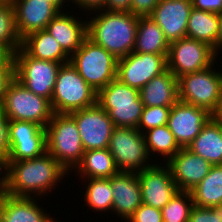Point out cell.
I'll use <instances>...</instances> for the list:
<instances>
[{
  "label": "cell",
  "mask_w": 222,
  "mask_h": 222,
  "mask_svg": "<svg viewBox=\"0 0 222 222\" xmlns=\"http://www.w3.org/2000/svg\"><path fill=\"white\" fill-rule=\"evenodd\" d=\"M179 191H191L207 175L211 164L188 148H181L167 163Z\"/></svg>",
  "instance_id": "obj_17"
},
{
  "label": "cell",
  "mask_w": 222,
  "mask_h": 222,
  "mask_svg": "<svg viewBox=\"0 0 222 222\" xmlns=\"http://www.w3.org/2000/svg\"><path fill=\"white\" fill-rule=\"evenodd\" d=\"M45 129L47 152L68 172L73 171L85 152L75 120L69 114L54 113Z\"/></svg>",
  "instance_id": "obj_3"
},
{
  "label": "cell",
  "mask_w": 222,
  "mask_h": 222,
  "mask_svg": "<svg viewBox=\"0 0 222 222\" xmlns=\"http://www.w3.org/2000/svg\"><path fill=\"white\" fill-rule=\"evenodd\" d=\"M7 161L32 159L47 152L46 129L31 121L9 120Z\"/></svg>",
  "instance_id": "obj_11"
},
{
  "label": "cell",
  "mask_w": 222,
  "mask_h": 222,
  "mask_svg": "<svg viewBox=\"0 0 222 222\" xmlns=\"http://www.w3.org/2000/svg\"><path fill=\"white\" fill-rule=\"evenodd\" d=\"M213 115L206 109L177 101L170 110L167 126L181 148H187Z\"/></svg>",
  "instance_id": "obj_15"
},
{
  "label": "cell",
  "mask_w": 222,
  "mask_h": 222,
  "mask_svg": "<svg viewBox=\"0 0 222 222\" xmlns=\"http://www.w3.org/2000/svg\"><path fill=\"white\" fill-rule=\"evenodd\" d=\"M188 222H222V206H193Z\"/></svg>",
  "instance_id": "obj_36"
},
{
  "label": "cell",
  "mask_w": 222,
  "mask_h": 222,
  "mask_svg": "<svg viewBox=\"0 0 222 222\" xmlns=\"http://www.w3.org/2000/svg\"><path fill=\"white\" fill-rule=\"evenodd\" d=\"M214 67L215 63L204 70L178 78L179 101L206 109L213 116L222 101V72L216 71Z\"/></svg>",
  "instance_id": "obj_5"
},
{
  "label": "cell",
  "mask_w": 222,
  "mask_h": 222,
  "mask_svg": "<svg viewBox=\"0 0 222 222\" xmlns=\"http://www.w3.org/2000/svg\"><path fill=\"white\" fill-rule=\"evenodd\" d=\"M126 222H163L161 209L142 203Z\"/></svg>",
  "instance_id": "obj_37"
},
{
  "label": "cell",
  "mask_w": 222,
  "mask_h": 222,
  "mask_svg": "<svg viewBox=\"0 0 222 222\" xmlns=\"http://www.w3.org/2000/svg\"><path fill=\"white\" fill-rule=\"evenodd\" d=\"M191 4L198 10L222 14V0H191Z\"/></svg>",
  "instance_id": "obj_41"
},
{
  "label": "cell",
  "mask_w": 222,
  "mask_h": 222,
  "mask_svg": "<svg viewBox=\"0 0 222 222\" xmlns=\"http://www.w3.org/2000/svg\"><path fill=\"white\" fill-rule=\"evenodd\" d=\"M108 150L119 171L138 173L156 163L151 164L144 135L137 128L114 127Z\"/></svg>",
  "instance_id": "obj_8"
},
{
  "label": "cell",
  "mask_w": 222,
  "mask_h": 222,
  "mask_svg": "<svg viewBox=\"0 0 222 222\" xmlns=\"http://www.w3.org/2000/svg\"><path fill=\"white\" fill-rule=\"evenodd\" d=\"M97 103V93L70 64L61 65L51 98L54 113L70 114Z\"/></svg>",
  "instance_id": "obj_7"
},
{
  "label": "cell",
  "mask_w": 222,
  "mask_h": 222,
  "mask_svg": "<svg viewBox=\"0 0 222 222\" xmlns=\"http://www.w3.org/2000/svg\"><path fill=\"white\" fill-rule=\"evenodd\" d=\"M167 70V55L131 52L117 61V79L140 90Z\"/></svg>",
  "instance_id": "obj_13"
},
{
  "label": "cell",
  "mask_w": 222,
  "mask_h": 222,
  "mask_svg": "<svg viewBox=\"0 0 222 222\" xmlns=\"http://www.w3.org/2000/svg\"><path fill=\"white\" fill-rule=\"evenodd\" d=\"M69 115L76 122L85 151L108 148L115 126L107 112L98 103Z\"/></svg>",
  "instance_id": "obj_12"
},
{
  "label": "cell",
  "mask_w": 222,
  "mask_h": 222,
  "mask_svg": "<svg viewBox=\"0 0 222 222\" xmlns=\"http://www.w3.org/2000/svg\"><path fill=\"white\" fill-rule=\"evenodd\" d=\"M159 164L156 163L137 174L142 203L162 209L179 189L172 178L170 168L167 165L165 166V163L160 162Z\"/></svg>",
  "instance_id": "obj_14"
},
{
  "label": "cell",
  "mask_w": 222,
  "mask_h": 222,
  "mask_svg": "<svg viewBox=\"0 0 222 222\" xmlns=\"http://www.w3.org/2000/svg\"><path fill=\"white\" fill-rule=\"evenodd\" d=\"M21 45L22 39L16 29L14 6L10 3H0V46L13 55Z\"/></svg>",
  "instance_id": "obj_32"
},
{
  "label": "cell",
  "mask_w": 222,
  "mask_h": 222,
  "mask_svg": "<svg viewBox=\"0 0 222 222\" xmlns=\"http://www.w3.org/2000/svg\"><path fill=\"white\" fill-rule=\"evenodd\" d=\"M21 48L35 59L53 61L62 65L70 62V56L45 29L23 38Z\"/></svg>",
  "instance_id": "obj_24"
},
{
  "label": "cell",
  "mask_w": 222,
  "mask_h": 222,
  "mask_svg": "<svg viewBox=\"0 0 222 222\" xmlns=\"http://www.w3.org/2000/svg\"><path fill=\"white\" fill-rule=\"evenodd\" d=\"M4 193H0V206H1V202H2V196Z\"/></svg>",
  "instance_id": "obj_50"
},
{
  "label": "cell",
  "mask_w": 222,
  "mask_h": 222,
  "mask_svg": "<svg viewBox=\"0 0 222 222\" xmlns=\"http://www.w3.org/2000/svg\"><path fill=\"white\" fill-rule=\"evenodd\" d=\"M74 171L81 179H100L112 177L119 172V169L111 152L106 148L85 151Z\"/></svg>",
  "instance_id": "obj_25"
},
{
  "label": "cell",
  "mask_w": 222,
  "mask_h": 222,
  "mask_svg": "<svg viewBox=\"0 0 222 222\" xmlns=\"http://www.w3.org/2000/svg\"><path fill=\"white\" fill-rule=\"evenodd\" d=\"M85 185L84 202L88 206V209H92L94 212H106L112 211L113 207V195L112 187L109 178H83Z\"/></svg>",
  "instance_id": "obj_31"
},
{
  "label": "cell",
  "mask_w": 222,
  "mask_h": 222,
  "mask_svg": "<svg viewBox=\"0 0 222 222\" xmlns=\"http://www.w3.org/2000/svg\"><path fill=\"white\" fill-rule=\"evenodd\" d=\"M144 107H172L178 99V78L168 69L139 90Z\"/></svg>",
  "instance_id": "obj_22"
},
{
  "label": "cell",
  "mask_w": 222,
  "mask_h": 222,
  "mask_svg": "<svg viewBox=\"0 0 222 222\" xmlns=\"http://www.w3.org/2000/svg\"><path fill=\"white\" fill-rule=\"evenodd\" d=\"M115 127L137 128L141 114L144 109L143 104L114 105V108H103Z\"/></svg>",
  "instance_id": "obj_34"
},
{
  "label": "cell",
  "mask_w": 222,
  "mask_h": 222,
  "mask_svg": "<svg viewBox=\"0 0 222 222\" xmlns=\"http://www.w3.org/2000/svg\"><path fill=\"white\" fill-rule=\"evenodd\" d=\"M222 48V14L219 16V31H218V37H217V43H216V55H219V51Z\"/></svg>",
  "instance_id": "obj_45"
},
{
  "label": "cell",
  "mask_w": 222,
  "mask_h": 222,
  "mask_svg": "<svg viewBox=\"0 0 222 222\" xmlns=\"http://www.w3.org/2000/svg\"><path fill=\"white\" fill-rule=\"evenodd\" d=\"M15 0H0V3H10L13 4Z\"/></svg>",
  "instance_id": "obj_49"
},
{
  "label": "cell",
  "mask_w": 222,
  "mask_h": 222,
  "mask_svg": "<svg viewBox=\"0 0 222 222\" xmlns=\"http://www.w3.org/2000/svg\"><path fill=\"white\" fill-rule=\"evenodd\" d=\"M131 0H105L101 8L106 11L130 12Z\"/></svg>",
  "instance_id": "obj_42"
},
{
  "label": "cell",
  "mask_w": 222,
  "mask_h": 222,
  "mask_svg": "<svg viewBox=\"0 0 222 222\" xmlns=\"http://www.w3.org/2000/svg\"><path fill=\"white\" fill-rule=\"evenodd\" d=\"M220 14L192 8L187 24L186 37L210 45L216 53Z\"/></svg>",
  "instance_id": "obj_27"
},
{
  "label": "cell",
  "mask_w": 222,
  "mask_h": 222,
  "mask_svg": "<svg viewBox=\"0 0 222 222\" xmlns=\"http://www.w3.org/2000/svg\"><path fill=\"white\" fill-rule=\"evenodd\" d=\"M12 55L2 46H0V67L11 57Z\"/></svg>",
  "instance_id": "obj_46"
},
{
  "label": "cell",
  "mask_w": 222,
  "mask_h": 222,
  "mask_svg": "<svg viewBox=\"0 0 222 222\" xmlns=\"http://www.w3.org/2000/svg\"><path fill=\"white\" fill-rule=\"evenodd\" d=\"M8 125L9 119L0 108V157H3L6 161L9 154Z\"/></svg>",
  "instance_id": "obj_40"
},
{
  "label": "cell",
  "mask_w": 222,
  "mask_h": 222,
  "mask_svg": "<svg viewBox=\"0 0 222 222\" xmlns=\"http://www.w3.org/2000/svg\"><path fill=\"white\" fill-rule=\"evenodd\" d=\"M65 11L58 13L45 30L56 39L62 49L71 57L82 45L87 37V18L79 21Z\"/></svg>",
  "instance_id": "obj_20"
},
{
  "label": "cell",
  "mask_w": 222,
  "mask_h": 222,
  "mask_svg": "<svg viewBox=\"0 0 222 222\" xmlns=\"http://www.w3.org/2000/svg\"><path fill=\"white\" fill-rule=\"evenodd\" d=\"M68 173L48 152L32 159L7 161L5 193L13 197H43L58 187L57 183L62 184L63 178L72 175Z\"/></svg>",
  "instance_id": "obj_1"
},
{
  "label": "cell",
  "mask_w": 222,
  "mask_h": 222,
  "mask_svg": "<svg viewBox=\"0 0 222 222\" xmlns=\"http://www.w3.org/2000/svg\"><path fill=\"white\" fill-rule=\"evenodd\" d=\"M170 110L171 107L163 106L144 107L137 129L144 133L149 129L166 125Z\"/></svg>",
  "instance_id": "obj_35"
},
{
  "label": "cell",
  "mask_w": 222,
  "mask_h": 222,
  "mask_svg": "<svg viewBox=\"0 0 222 222\" xmlns=\"http://www.w3.org/2000/svg\"><path fill=\"white\" fill-rule=\"evenodd\" d=\"M35 199L36 197H13L4 193L0 206V222H57L44 212L38 199Z\"/></svg>",
  "instance_id": "obj_21"
},
{
  "label": "cell",
  "mask_w": 222,
  "mask_h": 222,
  "mask_svg": "<svg viewBox=\"0 0 222 222\" xmlns=\"http://www.w3.org/2000/svg\"><path fill=\"white\" fill-rule=\"evenodd\" d=\"M194 206L190 191H178L161 209L163 222H188Z\"/></svg>",
  "instance_id": "obj_33"
},
{
  "label": "cell",
  "mask_w": 222,
  "mask_h": 222,
  "mask_svg": "<svg viewBox=\"0 0 222 222\" xmlns=\"http://www.w3.org/2000/svg\"><path fill=\"white\" fill-rule=\"evenodd\" d=\"M49 2H51V3H53L60 11H66V8L64 9V6L66 5L65 3H68V1H69V3L70 2H72L73 3V1L72 0H48Z\"/></svg>",
  "instance_id": "obj_47"
},
{
  "label": "cell",
  "mask_w": 222,
  "mask_h": 222,
  "mask_svg": "<svg viewBox=\"0 0 222 222\" xmlns=\"http://www.w3.org/2000/svg\"><path fill=\"white\" fill-rule=\"evenodd\" d=\"M97 103L102 108H114V105L143 104L139 90L123 84L117 78L97 93Z\"/></svg>",
  "instance_id": "obj_30"
},
{
  "label": "cell",
  "mask_w": 222,
  "mask_h": 222,
  "mask_svg": "<svg viewBox=\"0 0 222 222\" xmlns=\"http://www.w3.org/2000/svg\"><path fill=\"white\" fill-rule=\"evenodd\" d=\"M16 29L21 39L46 28L61 11L48 0H15Z\"/></svg>",
  "instance_id": "obj_18"
},
{
  "label": "cell",
  "mask_w": 222,
  "mask_h": 222,
  "mask_svg": "<svg viewBox=\"0 0 222 222\" xmlns=\"http://www.w3.org/2000/svg\"><path fill=\"white\" fill-rule=\"evenodd\" d=\"M0 108L9 120L31 121L43 128L54 115L50 100L34 94L15 77L6 88Z\"/></svg>",
  "instance_id": "obj_6"
},
{
  "label": "cell",
  "mask_w": 222,
  "mask_h": 222,
  "mask_svg": "<svg viewBox=\"0 0 222 222\" xmlns=\"http://www.w3.org/2000/svg\"><path fill=\"white\" fill-rule=\"evenodd\" d=\"M217 57L207 43L186 37L169 44L167 69L179 78L212 66L217 63Z\"/></svg>",
  "instance_id": "obj_10"
},
{
  "label": "cell",
  "mask_w": 222,
  "mask_h": 222,
  "mask_svg": "<svg viewBox=\"0 0 222 222\" xmlns=\"http://www.w3.org/2000/svg\"><path fill=\"white\" fill-rule=\"evenodd\" d=\"M214 116L222 123V101H221L219 110Z\"/></svg>",
  "instance_id": "obj_48"
},
{
  "label": "cell",
  "mask_w": 222,
  "mask_h": 222,
  "mask_svg": "<svg viewBox=\"0 0 222 222\" xmlns=\"http://www.w3.org/2000/svg\"><path fill=\"white\" fill-rule=\"evenodd\" d=\"M75 6H77L80 9H83L84 11L90 12V15L92 11L101 9L104 4L105 0H72Z\"/></svg>",
  "instance_id": "obj_43"
},
{
  "label": "cell",
  "mask_w": 222,
  "mask_h": 222,
  "mask_svg": "<svg viewBox=\"0 0 222 222\" xmlns=\"http://www.w3.org/2000/svg\"><path fill=\"white\" fill-rule=\"evenodd\" d=\"M190 192L194 206H222V164L212 165L208 175Z\"/></svg>",
  "instance_id": "obj_28"
},
{
  "label": "cell",
  "mask_w": 222,
  "mask_h": 222,
  "mask_svg": "<svg viewBox=\"0 0 222 222\" xmlns=\"http://www.w3.org/2000/svg\"><path fill=\"white\" fill-rule=\"evenodd\" d=\"M149 156L155 154L166 159L167 163L181 147L175 140L173 133L169 130L167 124L149 129L143 133Z\"/></svg>",
  "instance_id": "obj_29"
},
{
  "label": "cell",
  "mask_w": 222,
  "mask_h": 222,
  "mask_svg": "<svg viewBox=\"0 0 222 222\" xmlns=\"http://www.w3.org/2000/svg\"><path fill=\"white\" fill-rule=\"evenodd\" d=\"M191 0H160L149 16L163 31L169 42L186 38Z\"/></svg>",
  "instance_id": "obj_16"
},
{
  "label": "cell",
  "mask_w": 222,
  "mask_h": 222,
  "mask_svg": "<svg viewBox=\"0 0 222 222\" xmlns=\"http://www.w3.org/2000/svg\"><path fill=\"white\" fill-rule=\"evenodd\" d=\"M14 77L27 89L51 101L61 63L30 57L22 48L13 55Z\"/></svg>",
  "instance_id": "obj_9"
},
{
  "label": "cell",
  "mask_w": 222,
  "mask_h": 222,
  "mask_svg": "<svg viewBox=\"0 0 222 222\" xmlns=\"http://www.w3.org/2000/svg\"><path fill=\"white\" fill-rule=\"evenodd\" d=\"M112 195V212L124 220H128L142 204L141 188L136 172L119 171L109 178Z\"/></svg>",
  "instance_id": "obj_19"
},
{
  "label": "cell",
  "mask_w": 222,
  "mask_h": 222,
  "mask_svg": "<svg viewBox=\"0 0 222 222\" xmlns=\"http://www.w3.org/2000/svg\"><path fill=\"white\" fill-rule=\"evenodd\" d=\"M169 42L161 28L149 17H139L133 52L168 55Z\"/></svg>",
  "instance_id": "obj_26"
},
{
  "label": "cell",
  "mask_w": 222,
  "mask_h": 222,
  "mask_svg": "<svg viewBox=\"0 0 222 222\" xmlns=\"http://www.w3.org/2000/svg\"><path fill=\"white\" fill-rule=\"evenodd\" d=\"M160 0H131L130 13L139 17H147L152 14Z\"/></svg>",
  "instance_id": "obj_38"
},
{
  "label": "cell",
  "mask_w": 222,
  "mask_h": 222,
  "mask_svg": "<svg viewBox=\"0 0 222 222\" xmlns=\"http://www.w3.org/2000/svg\"><path fill=\"white\" fill-rule=\"evenodd\" d=\"M94 11L96 17L87 20V36L117 59L133 52L139 16L121 11Z\"/></svg>",
  "instance_id": "obj_2"
},
{
  "label": "cell",
  "mask_w": 222,
  "mask_h": 222,
  "mask_svg": "<svg viewBox=\"0 0 222 222\" xmlns=\"http://www.w3.org/2000/svg\"><path fill=\"white\" fill-rule=\"evenodd\" d=\"M118 59L88 36L70 57V64L98 93L117 77Z\"/></svg>",
  "instance_id": "obj_4"
},
{
  "label": "cell",
  "mask_w": 222,
  "mask_h": 222,
  "mask_svg": "<svg viewBox=\"0 0 222 222\" xmlns=\"http://www.w3.org/2000/svg\"><path fill=\"white\" fill-rule=\"evenodd\" d=\"M187 148L211 165L222 164V123L212 116Z\"/></svg>",
  "instance_id": "obj_23"
},
{
  "label": "cell",
  "mask_w": 222,
  "mask_h": 222,
  "mask_svg": "<svg viewBox=\"0 0 222 222\" xmlns=\"http://www.w3.org/2000/svg\"><path fill=\"white\" fill-rule=\"evenodd\" d=\"M14 78V61L11 56L0 67V105L4 97V93L10 81Z\"/></svg>",
  "instance_id": "obj_39"
},
{
  "label": "cell",
  "mask_w": 222,
  "mask_h": 222,
  "mask_svg": "<svg viewBox=\"0 0 222 222\" xmlns=\"http://www.w3.org/2000/svg\"><path fill=\"white\" fill-rule=\"evenodd\" d=\"M0 193H5L7 188V161L0 157Z\"/></svg>",
  "instance_id": "obj_44"
}]
</instances>
